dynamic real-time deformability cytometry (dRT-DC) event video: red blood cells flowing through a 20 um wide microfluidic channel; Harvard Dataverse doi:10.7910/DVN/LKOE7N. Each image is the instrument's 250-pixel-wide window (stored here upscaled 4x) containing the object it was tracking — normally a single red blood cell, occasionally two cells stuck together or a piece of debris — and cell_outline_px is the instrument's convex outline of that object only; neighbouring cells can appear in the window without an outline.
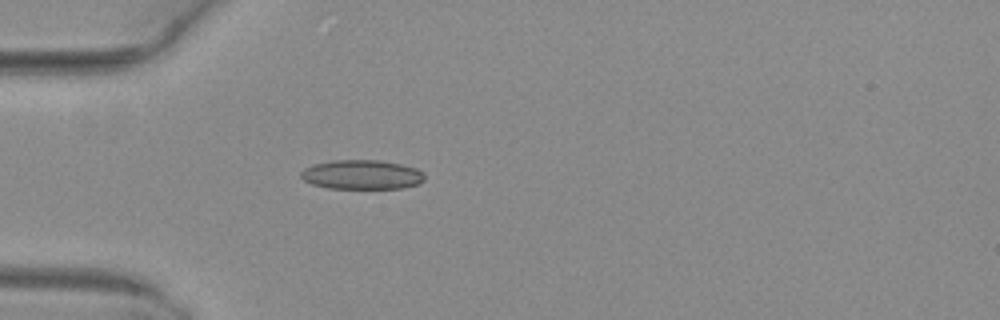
{"species": "common noctule bat (a hibernating species)", "species_latin": "Nyctalus noctula", "temperature_condition": "warm", "stored_images_in_passage": 4, "camera_frame_rate_fps": 3000, "um_per_image_px": 0.085, "animal": {"sex": "female", "body_mass_g": 29.2, "forearm_length_mm": 56.3}, "frame": {"image": 1, "passage_image": 4, "time_ms": 1.0, "image_size_px": [1000, 320], "cell_outline_px": [[424, 180], [420, 184], [404, 188], [328, 188], [312, 184], [304, 180], [300, 176], [300, 172], [304, 168], [312, 164], [332, 160], [380, 160], [400, 164], [416, 168], [424, 172]], "centroid_in_image_um": [30.76, 14.84], "position_along_channel_um": 54.2, "area_um2": 21.33}}